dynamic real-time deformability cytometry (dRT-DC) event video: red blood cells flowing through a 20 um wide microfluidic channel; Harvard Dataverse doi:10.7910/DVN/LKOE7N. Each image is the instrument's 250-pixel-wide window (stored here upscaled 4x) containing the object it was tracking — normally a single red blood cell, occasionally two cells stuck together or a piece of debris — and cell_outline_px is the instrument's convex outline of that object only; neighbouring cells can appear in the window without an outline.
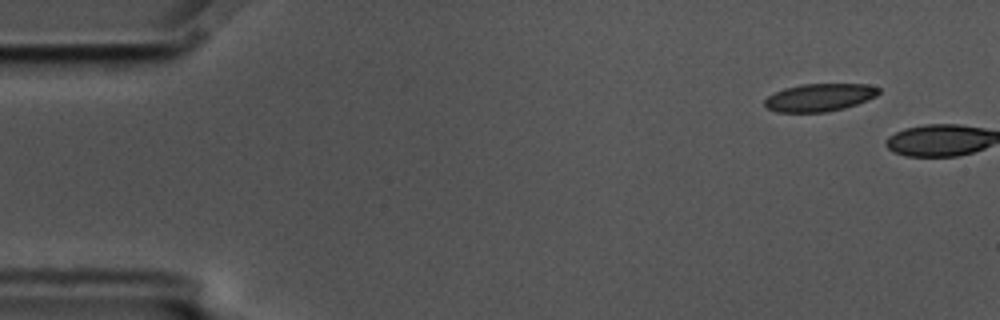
{"species": "common noctule bat (a hibernating species)", "species_latin": "Nyctalus noctula", "temperature_condition": "cold", "stored_images_in_passage": 2, "camera_frame_rate_fps": 3000, "um_per_image_px": 0.085, "animal": {"sex": "male", "body_mass_g": 17.5, "forearm_length_mm": 52.3}, "frame": {"image": 1, "passage_image": 1, "time_ms": 0.0, "image_size_px": [1000, 320], "cell_outline_px": [[880, 92], [876, 96], [868, 100], [844, 108], [828, 112], [776, 112], [768, 108], [764, 104], [764, 100], [768, 96], [784, 88], [800, 84], [868, 84], [880, 88]], "centroid_in_image_um": [69.67, 8.28], "position_along_channel_um": 15.3, "area_um2": 18.5}}